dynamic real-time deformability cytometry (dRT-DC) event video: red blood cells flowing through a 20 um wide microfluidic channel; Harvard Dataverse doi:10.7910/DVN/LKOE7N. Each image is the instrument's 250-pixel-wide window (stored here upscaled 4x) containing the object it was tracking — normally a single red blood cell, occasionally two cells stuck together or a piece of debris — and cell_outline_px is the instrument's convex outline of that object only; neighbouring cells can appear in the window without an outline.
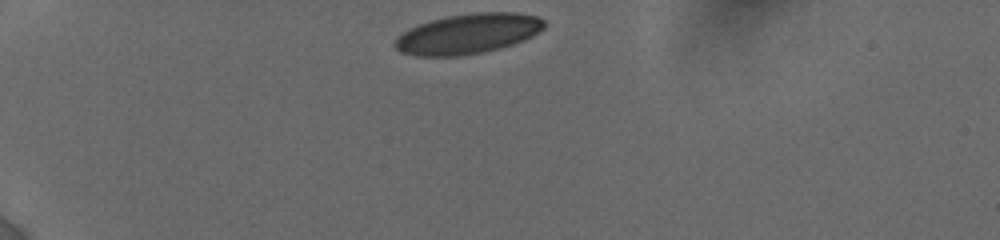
{"species": "human", "species_latin": "Homo sapiens", "temperature_condition": "cold", "stored_images_in_passage": 22, "camera_frame_rate_fps": 3000, "um_per_image_px": 0.085, "donor": {"sex": "female"}, "frame": {"image": 1, "passage_image": 1, "time_ms": 0.0, "image_size_px": [1000, 240], "cell_outline_px": [[548, 24], [540, 32], [524, 40], [500, 48], [480, 52], [456, 56], [416, 56], [400, 52], [392, 44], [396, 36], [408, 28], [416, 24], [448, 16], [472, 12], [516, 12], [536, 16], [544, 20]], "centroid_in_image_um": [39.76, 2.86], "position_along_channel_um": 45.2, "area_um2": 35.2}}
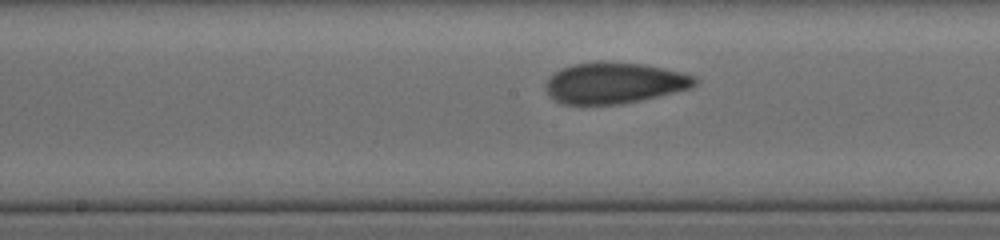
{"frame": {"image": 2, "passage_image": 17, "time_ms": 5.333, "image_size_px": [1000, 240], "cell_outline_px": [[696, 84], [688, 88], [656, 96], [620, 104], [560, 104], [544, 88], [544, 84], [556, 72], [572, 64], [596, 60], [604, 60], [644, 64], [680, 72], [696, 76]], "centroid_in_image_um": [52.18, 7.03], "position_along_channel_um": 196.0, "area_um2": 35.43}}
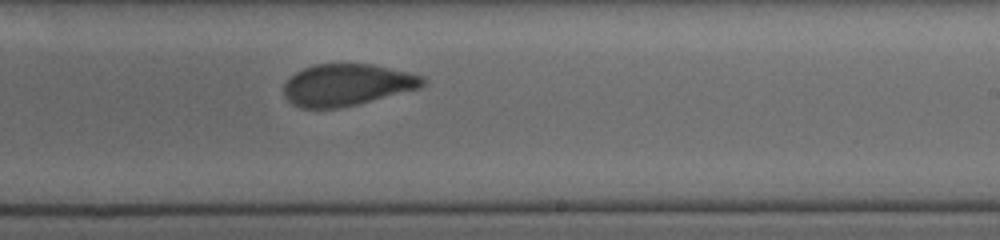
{"frame": {"image": 3, "passage_image": 22, "time_ms": 7.0, "image_size_px": [1000, 240], "cell_outline_px": [[428, 80], [420, 88], [340, 108], [300, 108], [292, 104], [288, 100], [284, 92], [284, 84], [296, 72], [312, 64], [372, 64], [408, 72], [424, 76]], "centroid_in_image_um": [29.5, 7.21], "position_along_channel_um": 259.5, "area_um2": 33.7}}